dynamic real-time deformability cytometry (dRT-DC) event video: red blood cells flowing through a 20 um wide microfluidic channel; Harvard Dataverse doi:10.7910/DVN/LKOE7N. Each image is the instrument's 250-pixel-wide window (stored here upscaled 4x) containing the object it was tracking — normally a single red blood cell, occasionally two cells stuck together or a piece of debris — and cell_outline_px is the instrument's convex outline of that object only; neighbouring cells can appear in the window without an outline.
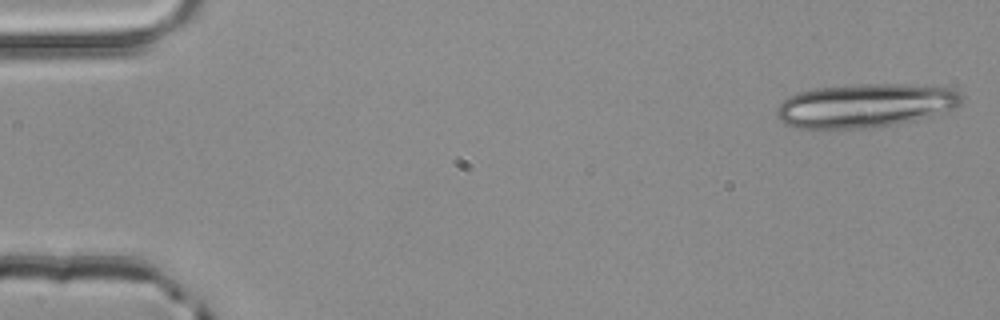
{"species": "common noctule bat (a hibernating species)", "species_latin": "Nyctalus noctula", "temperature_condition": "room temperature", "stored_images_in_passage": 3, "camera_frame_rate_fps": 3000, "um_per_image_px": 0.085, "animal": {"sex": "male", "body_mass_g": 20.4}, "frame": {"image": 1, "passage_image": 1, "time_ms": 0.0, "image_size_px": [1000, 320], "cell_outline_px": [[960, 104], [956, 108], [916, 120], [876, 128], [800, 128], [784, 124], [776, 116], [776, 108], [788, 96], [800, 92], [816, 88], [856, 84], [912, 84], [952, 88], [960, 96]], "centroid_in_image_um": [73.52, 8.97], "position_along_channel_um": 11.5, "area_um2": 47.22}}